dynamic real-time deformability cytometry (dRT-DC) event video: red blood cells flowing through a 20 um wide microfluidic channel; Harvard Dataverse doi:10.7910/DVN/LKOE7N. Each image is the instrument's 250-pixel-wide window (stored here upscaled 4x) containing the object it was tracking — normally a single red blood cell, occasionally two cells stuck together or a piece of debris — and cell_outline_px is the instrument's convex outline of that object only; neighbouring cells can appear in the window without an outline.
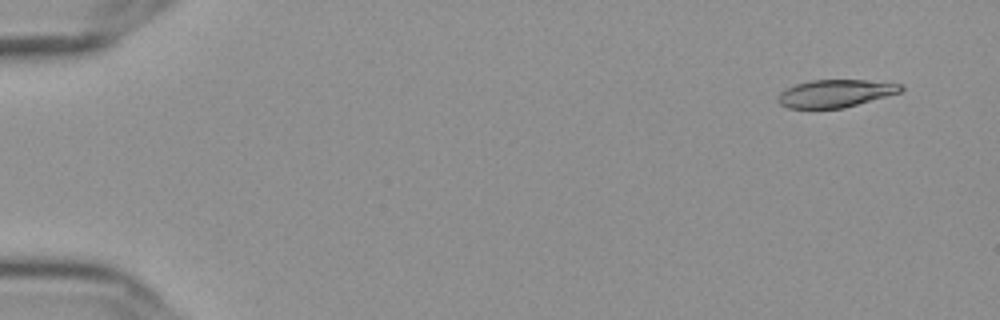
{"species": "Egyptian fruit bat (a non-hibernating species)", "species_latin": "Rousettus aegyptiacus", "temperature_condition": "cold", "stored_images_in_passage": 57, "camera_frame_rate_fps": 3000, "um_per_image_px": 0.085, "frame": {"image": 1, "passage_image": 4, "time_ms": 1.0, "image_size_px": [1000, 320], "cell_outline_px": [[904, 88], [900, 92], [844, 108], [788, 108], [780, 104], [776, 100], [780, 92], [796, 84], [812, 80], [864, 80], [904, 84]], "centroid_in_image_um": [71.01, 7.94], "position_along_channel_um": 14.0, "area_um2": 19.65}}
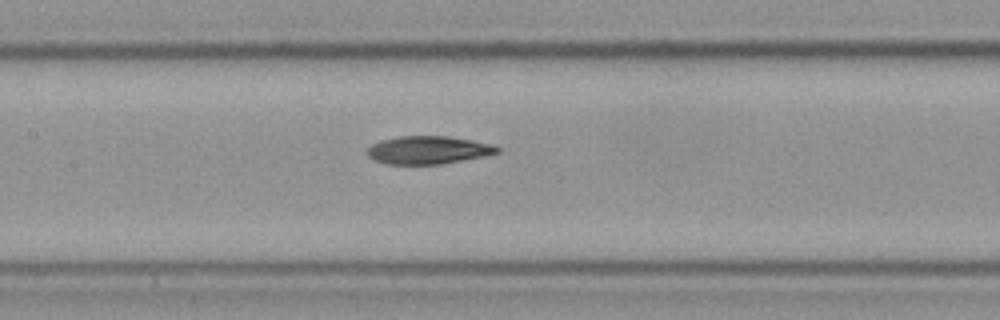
{"frame": {"image": 2, "passage_image": 28, "time_ms": 9.0, "image_size_px": [1000, 320], "cell_outline_px": [[500, 152], [484, 156], [440, 164], [384, 164], [372, 160], [368, 156], [368, 148], [372, 144], [380, 140], [400, 136], [448, 136], [472, 140], [492, 144], [500, 148]], "centroid_in_image_um": [36.38, 12.75], "position_along_channel_um": 171.0, "area_um2": 21.21}}
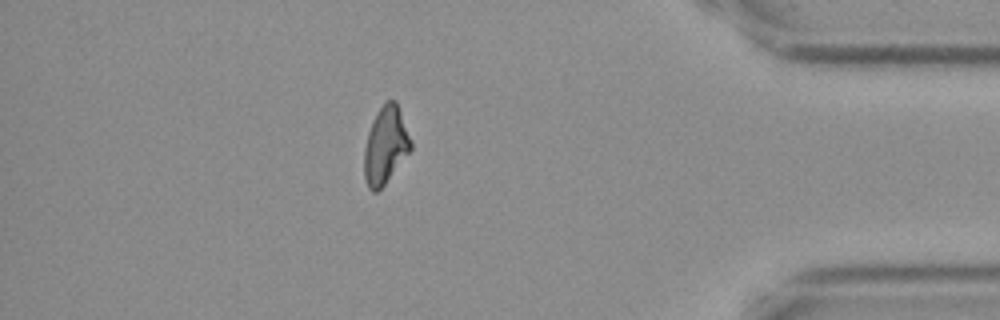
{"frame": {"image": 3, "passage_image": 50, "time_ms": 16.333, "image_size_px": [1000, 320], "cell_outline_px": [[412, 148], [384, 184], [376, 192], [372, 192], [368, 188], [364, 176], [364, 148], [368, 132], [372, 120], [376, 112], [384, 100], [396, 100], [412, 140]], "centroid_in_image_um": [32.76, 12.31], "position_along_channel_um": 402.4, "area_um2": 21.04}, "authors_computed_cell_mechanics": {"area_um2": 21.5016, "velocity_mm_per_s": 3.6297, "shape_relaxation_time_tau1_ms": 9.8993, "shape_relaxation_time_tau2_ms": 5.6085, "deformation_change_tau1": 0.2314, "deformation_change_tau2": 0.1119}}